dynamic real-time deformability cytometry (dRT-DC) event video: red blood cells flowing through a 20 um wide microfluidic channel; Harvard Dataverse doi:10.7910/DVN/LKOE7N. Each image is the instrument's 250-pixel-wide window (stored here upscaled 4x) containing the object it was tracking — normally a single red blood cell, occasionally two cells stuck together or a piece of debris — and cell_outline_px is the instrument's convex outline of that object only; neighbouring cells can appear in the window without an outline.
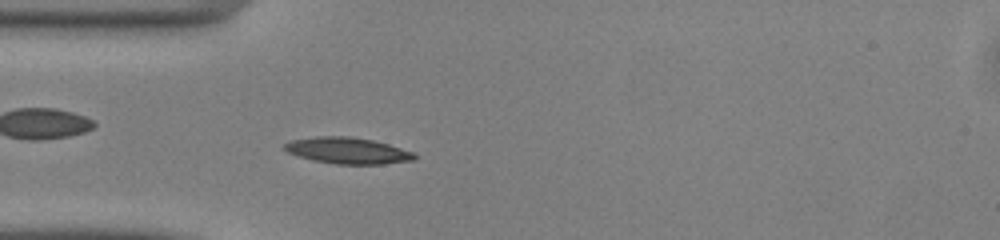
{"species": "common noctule bat (a hibernating species)", "species_latin": "Nyctalus noctula", "temperature_condition": "warm", "stored_images_in_passage": 48, "camera_frame_rate_fps": 3000, "um_per_image_px": 0.085, "animal": {"sex": "male", "body_mass_g": 13.0, "forearm_length_mm": 53.1}, "frame": {"image": 1, "passage_image": 13, "time_ms": 4.0, "image_size_px": [1000, 240], "cell_outline_px": [[416, 156], [412, 160], [384, 164], [336, 164], [312, 160], [288, 152], [284, 148], [284, 144], [292, 140], [316, 136], [352, 136], [372, 140], [388, 144], [416, 152]], "centroid_in_image_um": [29.58, 12.8], "position_along_channel_um": 55.4, "area_um2": 19.88}}
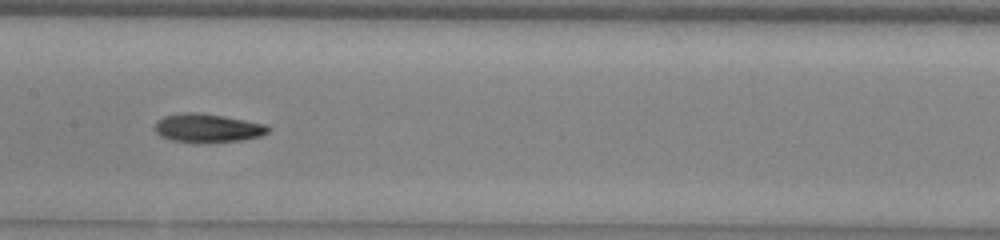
{"frame": {"image": 2, "passage_image": 23, "time_ms": 7.333, "image_size_px": [1000, 240], "cell_outline_px": [[272, 128], [268, 132], [260, 136], [244, 140], [200, 144], [172, 140], [160, 136], [156, 132], [156, 120], [164, 116], [184, 112], [196, 112], [224, 116], [264, 124]], "centroid_in_image_um": [17.64, 10.9], "position_along_channel_um": 189.8, "area_um2": 19.13}}
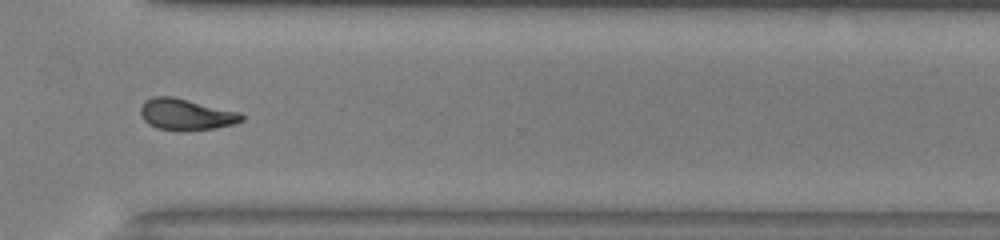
{"frame": {"image": 3, "passage_image": 35, "time_ms": 11.333, "image_size_px": [1000, 240], "cell_outline_px": [[244, 120], [236, 124], [216, 128], [180, 132], [156, 128], [148, 124], [140, 116], [140, 108], [144, 100], [152, 96], [172, 96], [240, 112], [244, 116]], "centroid_in_image_um": [15.8, 9.74], "position_along_channel_um": 354.8, "area_um2": 18.9}, "authors_computed_cell_mechanics": {"area_um2": 18.1492, "velocity_mm_per_s": 4.1225, "shape_relaxation_time_tau1_ms": 7.544, "shape_relaxation_time_tau2_ms": 3.6625, "deformation_change_tau1": 0.199, "deformation_change_tau2": 0.1056}}